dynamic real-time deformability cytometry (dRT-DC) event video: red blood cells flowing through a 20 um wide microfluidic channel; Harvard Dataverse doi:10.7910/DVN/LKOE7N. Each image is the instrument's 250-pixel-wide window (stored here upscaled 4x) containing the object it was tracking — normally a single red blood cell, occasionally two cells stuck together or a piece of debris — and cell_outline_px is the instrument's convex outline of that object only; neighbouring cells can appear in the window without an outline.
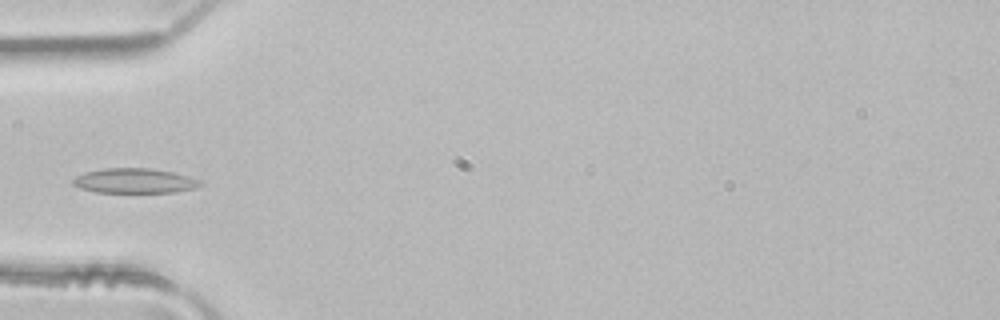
{"species": "common noctule bat (a hibernating species)", "species_latin": "Nyctalus noctula", "temperature_condition": "room temperature", "stored_images_in_passage": 4, "camera_frame_rate_fps": 3000, "um_per_image_px": 0.085, "animal": {"sex": "male", "body_mass_g": 21.5, "forearm_length_mm": 52.0}, "frame": {"image": 1, "passage_image": 4, "time_ms": 1.0, "image_size_px": [1000, 320], "cell_outline_px": [[204, 184], [196, 188], [176, 192], [96, 192], [80, 188], [72, 184], [72, 180], [76, 176], [84, 172], [104, 168], [152, 168], [172, 172], [188, 176], [200, 180]], "centroid_in_image_um": [11.44, 15.36], "position_along_channel_um": 73.6, "area_um2": 18.5}}